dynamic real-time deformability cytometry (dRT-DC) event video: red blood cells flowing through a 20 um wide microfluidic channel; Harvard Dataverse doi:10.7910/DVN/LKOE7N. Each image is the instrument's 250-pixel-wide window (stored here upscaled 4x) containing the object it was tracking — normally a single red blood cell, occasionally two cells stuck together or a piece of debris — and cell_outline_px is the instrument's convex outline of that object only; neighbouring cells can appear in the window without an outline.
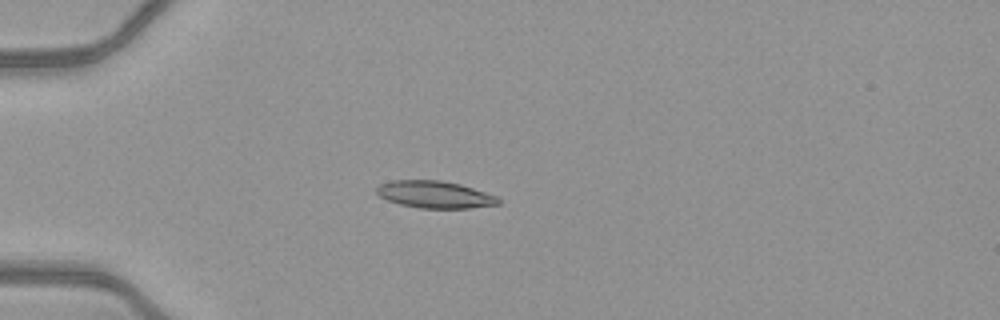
{"species": "common noctule bat (a hibernating species)", "species_latin": "Nyctalus noctula", "temperature_condition": "warm", "stored_images_in_passage": 51, "camera_frame_rate_fps": 3000, "um_per_image_px": 0.085, "animal": {"sex": "female", "body_mass_g": 21.9}, "frame": {"image": 1, "passage_image": 15, "time_ms": 4.667, "image_size_px": [1000, 320], "cell_outline_px": [[500, 204], [468, 208], [420, 208], [400, 204], [388, 200], [380, 196], [376, 192], [376, 188], [380, 184], [392, 180], [440, 180], [460, 184], [496, 196], [500, 200]], "centroid_in_image_um": [36.94, 16.53], "position_along_channel_um": 48.1, "area_um2": 19.07}}
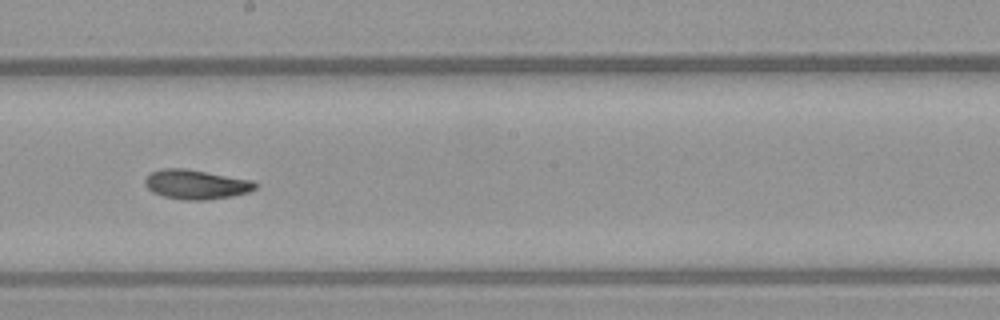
{"frame": {"image": 2, "passage_image": 30, "time_ms": 9.667, "image_size_px": [1000, 320], "cell_outline_px": [[260, 184], [256, 188], [248, 192], [232, 196], [208, 200], [184, 200], [164, 196], [152, 192], [144, 184], [144, 180], [152, 172], [164, 168], [184, 168], [252, 180]], "centroid_in_image_um": [16.69, 15.68], "position_along_channel_um": 231.5, "area_um2": 18.9}}
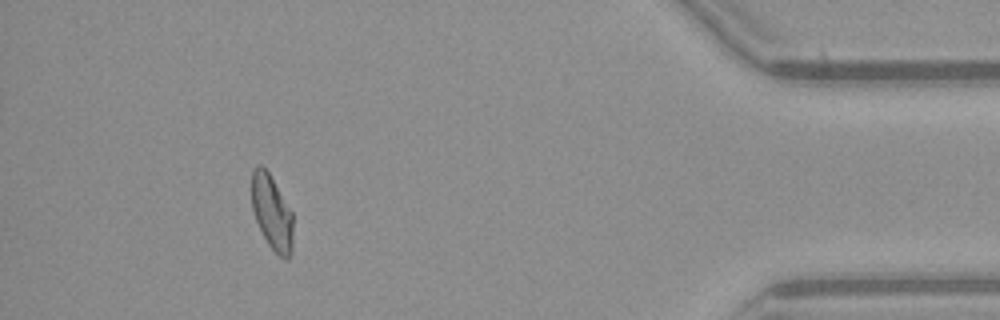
{"frame": {"image": 3, "passage_image": 47, "time_ms": 15.333, "image_size_px": [1000, 320], "cell_outline_px": [[292, 252], [288, 260], [284, 260], [268, 244], [256, 220], [252, 208], [252, 172], [260, 164], [268, 172], [292, 212]], "centroid_in_image_um": [23.12, 18.1], "position_along_channel_um": 412.1, "area_um2": 17.63}, "authors_computed_cell_mechanics": {"area_um2": 18.6116, "velocity_mm_per_s": 4.1242, "shape_relaxation_time_tau1_ms": 6.3044, "shape_relaxation_time_tau2_ms": 5.8595, "deformation_change_tau1": 0.1901, "deformation_change_tau2": 0.1247}}